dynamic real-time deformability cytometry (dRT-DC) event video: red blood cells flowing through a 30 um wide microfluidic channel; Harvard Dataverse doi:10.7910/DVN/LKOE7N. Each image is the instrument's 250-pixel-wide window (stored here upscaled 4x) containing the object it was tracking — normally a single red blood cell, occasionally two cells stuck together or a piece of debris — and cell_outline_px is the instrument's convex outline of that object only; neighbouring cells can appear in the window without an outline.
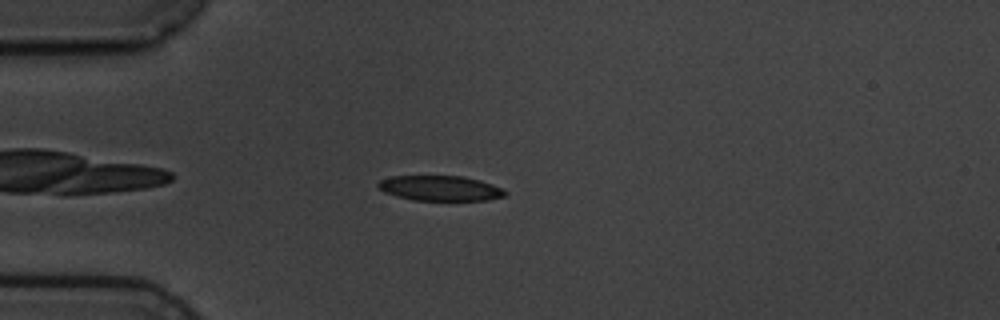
{"species": "common noctule bat (a hibernating species)", "species_latin": "Nyctalus noctula", "temperature_condition": "cold", "stored_images_in_passage": 8, "camera_frame_rate_fps": 3000, "um_per_image_px": 0.085, "animal": {"sex": "male", "body_mass_g": 19.5, "forearm_length_mm": 54.6}, "frame": {"image": 1, "passage_image": 4, "time_ms": 4.667, "image_size_px": [1000, 320], "cell_outline_px": [[508, 192], [504, 196], [488, 200], [412, 200], [396, 196], [384, 192], [376, 184], [380, 180], [392, 176], [464, 176], [480, 180], [504, 188]], "centroid_in_image_um": [37.44, 16.0], "position_along_channel_um": 47.6, "area_um2": 18.67}}
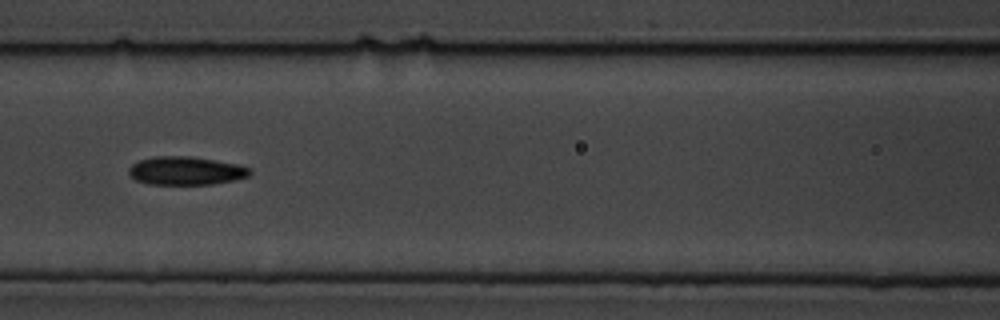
{"frame": {"image": 2, "passage_image": 7, "time_ms": 8.0, "image_size_px": [1000, 320], "cell_outline_px": [[252, 172], [248, 176], [232, 180], [212, 184], [148, 184], [136, 180], [128, 172], [128, 168], [132, 164], [140, 160], [156, 156], [192, 156], [236, 164], [248, 168]], "centroid_in_image_um": [15.76, 14.51], "position_along_channel_um": 150.8, "area_um2": 19.77}}
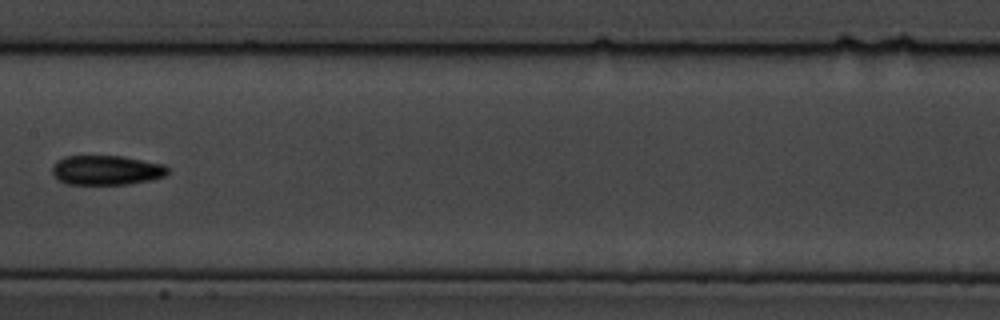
{"frame": {"image": 3, "passage_image": 8, "time_ms": 9.333, "image_size_px": [1000, 320], "cell_outline_px": [[168, 172], [164, 176], [152, 180], [128, 184], [68, 184], [60, 180], [52, 172], [52, 164], [56, 160], [64, 156], [124, 156], [164, 164], [168, 168]], "centroid_in_image_um": [9.05, 14.45], "position_along_channel_um": 198.3, "area_um2": 20.0}}